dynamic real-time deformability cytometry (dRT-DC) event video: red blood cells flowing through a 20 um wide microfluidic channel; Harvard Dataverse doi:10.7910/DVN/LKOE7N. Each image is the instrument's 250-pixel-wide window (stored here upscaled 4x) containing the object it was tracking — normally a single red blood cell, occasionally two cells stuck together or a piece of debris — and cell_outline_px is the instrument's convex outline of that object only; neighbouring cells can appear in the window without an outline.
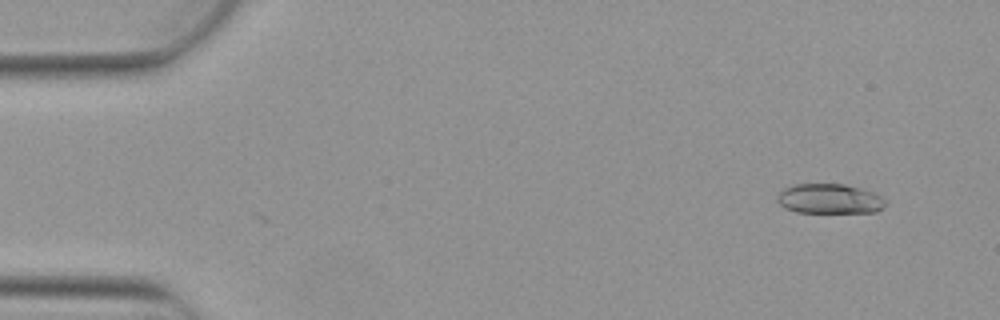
{"species": "Egyptian fruit bat (a non-hibernating species)", "species_latin": "Rousettus aegyptiacus", "temperature_condition": "warm", "stored_images_in_passage": 3, "camera_frame_rate_fps": 3000, "um_per_image_px": 0.085, "animal": {"sex": "female"}, "frame": {"image": 1, "passage_image": 3, "time_ms": 0.667, "image_size_px": [1000, 320], "cell_outline_px": [[884, 204], [876, 212], [796, 212], [784, 208], [776, 200], [776, 196], [784, 188], [792, 184], [844, 184], [860, 188], [872, 192], [880, 196], [884, 200]], "centroid_in_image_um": [70.43, 16.89], "position_along_channel_um": 14.6, "area_um2": 18.67}}